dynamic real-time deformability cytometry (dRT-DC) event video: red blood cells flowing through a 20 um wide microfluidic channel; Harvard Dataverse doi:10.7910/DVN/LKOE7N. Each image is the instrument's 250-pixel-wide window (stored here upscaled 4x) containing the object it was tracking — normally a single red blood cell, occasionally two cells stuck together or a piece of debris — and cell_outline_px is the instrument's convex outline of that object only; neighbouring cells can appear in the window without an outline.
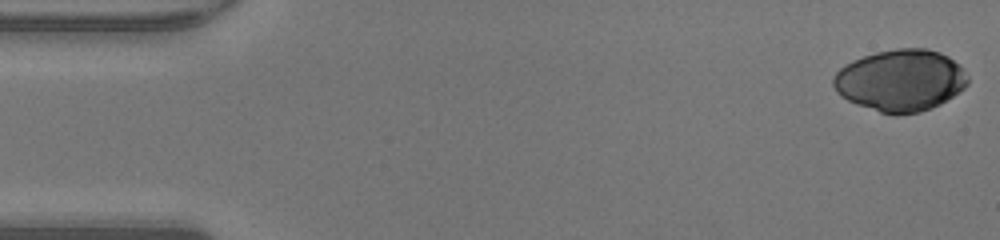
{"species": "human", "species_latin": "Homo sapiens", "temperature_condition": "warm", "stored_images_in_passage": 48, "camera_frame_rate_fps": 3000, "um_per_image_px": 0.085, "donor": {"sex": "male"}, "frame": {"image": 1, "passage_image": 1, "time_ms": 0.0, "image_size_px": [1000, 240], "cell_outline_px": [[968, 84], [964, 88], [940, 104], [920, 112], [880, 112], [848, 100], [840, 96], [836, 92], [832, 84], [832, 76], [840, 68], [864, 56], [876, 52], [896, 48], [924, 48], [940, 52], [948, 56], [960, 64], [968, 76]], "centroid_in_image_um": [76.55, 6.8], "position_along_channel_um": 8.4, "area_um2": 47.86}}
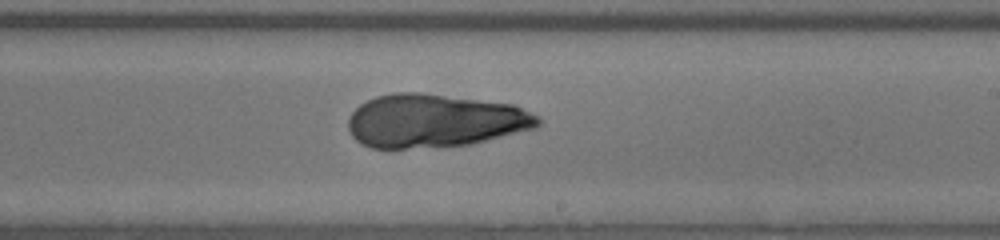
{"frame": {"image": 2, "passage_image": 28, "time_ms": 9.0, "image_size_px": [1000, 240], "cell_outline_px": [[540, 124], [536, 128], [472, 144], [404, 148], [372, 148], [360, 144], [352, 136], [348, 128], [348, 120], [352, 112], [360, 104], [376, 96], [396, 92], [420, 92], [512, 104], [540, 116]], "centroid_in_image_um": [36.94, 10.26], "position_along_channel_um": 252.1, "area_um2": 58.96}}
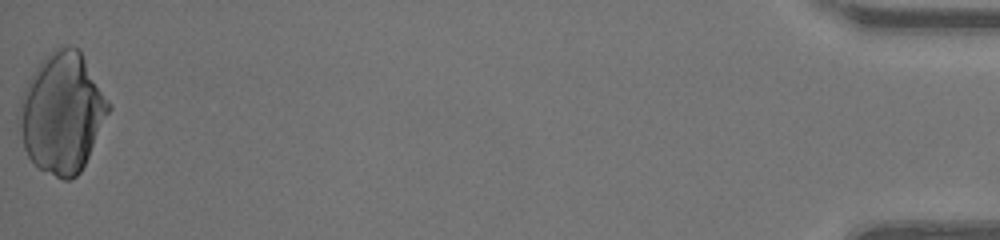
{"frame": {"image": 3, "passage_image": 48, "time_ms": 15.667, "image_size_px": [1000, 240], "cell_outline_px": [[112, 108], [80, 172], [76, 176], [68, 180], [64, 180], [40, 168], [28, 156], [24, 148], [16, 120], [16, 112], [20, 96], [28, 80], [40, 60], [56, 48], [68, 44], [76, 48], [80, 52], [112, 104]], "centroid_in_image_um": [5.25, 9.57], "position_along_channel_um": 429.9, "area_um2": 62.71}}